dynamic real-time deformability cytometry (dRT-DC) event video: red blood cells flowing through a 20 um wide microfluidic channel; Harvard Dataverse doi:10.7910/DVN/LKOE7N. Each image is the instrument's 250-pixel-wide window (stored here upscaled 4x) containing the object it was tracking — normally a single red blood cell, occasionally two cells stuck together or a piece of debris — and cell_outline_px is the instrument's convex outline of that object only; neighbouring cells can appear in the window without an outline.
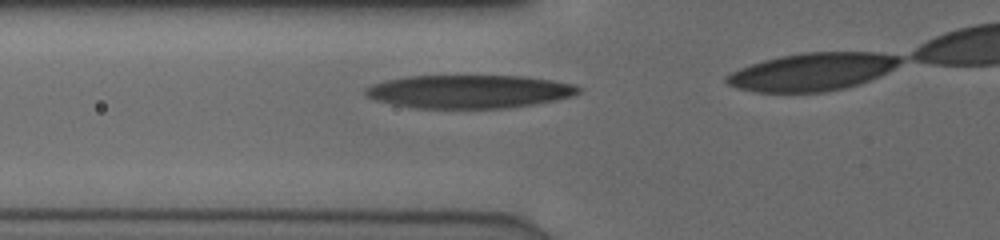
{"species": "human", "species_latin": "Homo sapiens", "temperature_condition": "cold", "stored_images_in_passage": 6, "camera_frame_rate_fps": 3000, "um_per_image_px": 0.085, "donor": {"sex": "male"}, "frame": {"image": 1, "passage_image": 2, "time_ms": 0.333, "image_size_px": [1000, 240], "cell_outline_px": [[584, 88], [580, 92], [572, 96], [556, 100], [532, 104], [504, 108], [416, 108], [376, 100], [364, 96], [364, 88], [372, 84], [384, 80], [408, 76], [524, 76], [552, 80], [576, 84]], "centroid_in_image_um": [39.89, 7.77], "position_along_channel_um": 85.9, "area_um2": 41.44}}
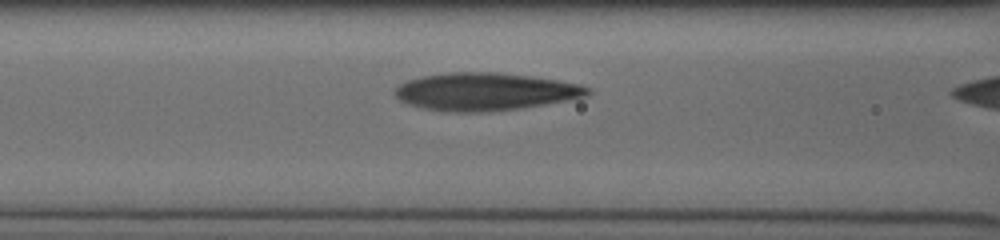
{"frame": {"image": 2, "passage_image": 4, "time_ms": 1.0, "image_size_px": [1000, 240], "cell_outline_px": [[592, 92], [588, 96], [544, 104], [520, 108], [488, 112], [444, 112], [424, 108], [408, 104], [400, 100], [392, 92], [400, 84], [408, 80], [420, 76], [444, 72], [496, 72], [532, 76], [580, 84], [592, 88]], "centroid_in_image_um": [41.23, 7.79], "position_along_channel_um": 125.4, "area_um2": 42.6}}